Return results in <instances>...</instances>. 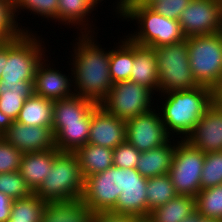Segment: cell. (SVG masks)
I'll use <instances>...</instances> for the list:
<instances>
[{"label": "cell", "instance_id": "obj_45", "mask_svg": "<svg viewBox=\"0 0 222 222\" xmlns=\"http://www.w3.org/2000/svg\"><path fill=\"white\" fill-rule=\"evenodd\" d=\"M7 61V41L0 42V80Z\"/></svg>", "mask_w": 222, "mask_h": 222}, {"label": "cell", "instance_id": "obj_18", "mask_svg": "<svg viewBox=\"0 0 222 222\" xmlns=\"http://www.w3.org/2000/svg\"><path fill=\"white\" fill-rule=\"evenodd\" d=\"M58 151L55 147L41 152L23 153L19 172L33 193L47 178Z\"/></svg>", "mask_w": 222, "mask_h": 222}, {"label": "cell", "instance_id": "obj_13", "mask_svg": "<svg viewBox=\"0 0 222 222\" xmlns=\"http://www.w3.org/2000/svg\"><path fill=\"white\" fill-rule=\"evenodd\" d=\"M46 58H43L36 69L34 94L52 101L74 96L72 72L71 76L63 74L51 61L49 62L47 56Z\"/></svg>", "mask_w": 222, "mask_h": 222}, {"label": "cell", "instance_id": "obj_48", "mask_svg": "<svg viewBox=\"0 0 222 222\" xmlns=\"http://www.w3.org/2000/svg\"><path fill=\"white\" fill-rule=\"evenodd\" d=\"M140 6L151 7L155 2L160 0H134Z\"/></svg>", "mask_w": 222, "mask_h": 222}, {"label": "cell", "instance_id": "obj_17", "mask_svg": "<svg viewBox=\"0 0 222 222\" xmlns=\"http://www.w3.org/2000/svg\"><path fill=\"white\" fill-rule=\"evenodd\" d=\"M101 0H58L57 22L78 29L79 34H94L90 13L96 10ZM92 24V25H91ZM72 27H71V26ZM94 28H93V27ZM80 28V29H79ZM94 29V30H93Z\"/></svg>", "mask_w": 222, "mask_h": 222}, {"label": "cell", "instance_id": "obj_5", "mask_svg": "<svg viewBox=\"0 0 222 222\" xmlns=\"http://www.w3.org/2000/svg\"><path fill=\"white\" fill-rule=\"evenodd\" d=\"M36 32H22L7 41V61L1 80L34 81L39 63L47 56L44 38H39Z\"/></svg>", "mask_w": 222, "mask_h": 222}, {"label": "cell", "instance_id": "obj_25", "mask_svg": "<svg viewBox=\"0 0 222 222\" xmlns=\"http://www.w3.org/2000/svg\"><path fill=\"white\" fill-rule=\"evenodd\" d=\"M196 212V198L189 195H177L150 211L148 222H181Z\"/></svg>", "mask_w": 222, "mask_h": 222}, {"label": "cell", "instance_id": "obj_29", "mask_svg": "<svg viewBox=\"0 0 222 222\" xmlns=\"http://www.w3.org/2000/svg\"><path fill=\"white\" fill-rule=\"evenodd\" d=\"M48 202L41 200L35 193L13 200L10 219L14 222H41Z\"/></svg>", "mask_w": 222, "mask_h": 222}, {"label": "cell", "instance_id": "obj_33", "mask_svg": "<svg viewBox=\"0 0 222 222\" xmlns=\"http://www.w3.org/2000/svg\"><path fill=\"white\" fill-rule=\"evenodd\" d=\"M222 184V151L205 153L201 190Z\"/></svg>", "mask_w": 222, "mask_h": 222}, {"label": "cell", "instance_id": "obj_37", "mask_svg": "<svg viewBox=\"0 0 222 222\" xmlns=\"http://www.w3.org/2000/svg\"><path fill=\"white\" fill-rule=\"evenodd\" d=\"M140 152L127 141L113 149V166L124 169H136Z\"/></svg>", "mask_w": 222, "mask_h": 222}, {"label": "cell", "instance_id": "obj_40", "mask_svg": "<svg viewBox=\"0 0 222 222\" xmlns=\"http://www.w3.org/2000/svg\"><path fill=\"white\" fill-rule=\"evenodd\" d=\"M23 95L26 99L34 94V81L0 80V94Z\"/></svg>", "mask_w": 222, "mask_h": 222}, {"label": "cell", "instance_id": "obj_23", "mask_svg": "<svg viewBox=\"0 0 222 222\" xmlns=\"http://www.w3.org/2000/svg\"><path fill=\"white\" fill-rule=\"evenodd\" d=\"M98 106L93 101L74 95L53 101V123L91 121L92 111Z\"/></svg>", "mask_w": 222, "mask_h": 222}, {"label": "cell", "instance_id": "obj_44", "mask_svg": "<svg viewBox=\"0 0 222 222\" xmlns=\"http://www.w3.org/2000/svg\"><path fill=\"white\" fill-rule=\"evenodd\" d=\"M213 104L222 109V77L212 88Z\"/></svg>", "mask_w": 222, "mask_h": 222}, {"label": "cell", "instance_id": "obj_26", "mask_svg": "<svg viewBox=\"0 0 222 222\" xmlns=\"http://www.w3.org/2000/svg\"><path fill=\"white\" fill-rule=\"evenodd\" d=\"M147 183H129L121 191L116 206L111 210L116 213L131 214L139 219H147Z\"/></svg>", "mask_w": 222, "mask_h": 222}, {"label": "cell", "instance_id": "obj_46", "mask_svg": "<svg viewBox=\"0 0 222 222\" xmlns=\"http://www.w3.org/2000/svg\"><path fill=\"white\" fill-rule=\"evenodd\" d=\"M12 123L13 120L0 110V136L8 129V127Z\"/></svg>", "mask_w": 222, "mask_h": 222}, {"label": "cell", "instance_id": "obj_36", "mask_svg": "<svg viewBox=\"0 0 222 222\" xmlns=\"http://www.w3.org/2000/svg\"><path fill=\"white\" fill-rule=\"evenodd\" d=\"M23 153L0 136V173L20 170Z\"/></svg>", "mask_w": 222, "mask_h": 222}, {"label": "cell", "instance_id": "obj_3", "mask_svg": "<svg viewBox=\"0 0 222 222\" xmlns=\"http://www.w3.org/2000/svg\"><path fill=\"white\" fill-rule=\"evenodd\" d=\"M116 16L118 19L123 17L127 22L136 21L137 29L126 36L140 45L156 48L186 39L178 20L164 17L150 7L138 5L134 0H123Z\"/></svg>", "mask_w": 222, "mask_h": 222}, {"label": "cell", "instance_id": "obj_19", "mask_svg": "<svg viewBox=\"0 0 222 222\" xmlns=\"http://www.w3.org/2000/svg\"><path fill=\"white\" fill-rule=\"evenodd\" d=\"M130 80L158 95V67L154 48L134 42V62Z\"/></svg>", "mask_w": 222, "mask_h": 222}, {"label": "cell", "instance_id": "obj_12", "mask_svg": "<svg viewBox=\"0 0 222 222\" xmlns=\"http://www.w3.org/2000/svg\"><path fill=\"white\" fill-rule=\"evenodd\" d=\"M155 108L126 121V141L140 153L158 148L171 139L165 130L159 110Z\"/></svg>", "mask_w": 222, "mask_h": 222}, {"label": "cell", "instance_id": "obj_31", "mask_svg": "<svg viewBox=\"0 0 222 222\" xmlns=\"http://www.w3.org/2000/svg\"><path fill=\"white\" fill-rule=\"evenodd\" d=\"M195 198L202 218L222 221V184L200 190Z\"/></svg>", "mask_w": 222, "mask_h": 222}, {"label": "cell", "instance_id": "obj_6", "mask_svg": "<svg viewBox=\"0 0 222 222\" xmlns=\"http://www.w3.org/2000/svg\"><path fill=\"white\" fill-rule=\"evenodd\" d=\"M154 51L158 67L159 94L199 86L191 72L187 39L156 47Z\"/></svg>", "mask_w": 222, "mask_h": 222}, {"label": "cell", "instance_id": "obj_30", "mask_svg": "<svg viewBox=\"0 0 222 222\" xmlns=\"http://www.w3.org/2000/svg\"><path fill=\"white\" fill-rule=\"evenodd\" d=\"M177 195L169 174L148 178L146 192L148 216L150 211L166 204Z\"/></svg>", "mask_w": 222, "mask_h": 222}, {"label": "cell", "instance_id": "obj_39", "mask_svg": "<svg viewBox=\"0 0 222 222\" xmlns=\"http://www.w3.org/2000/svg\"><path fill=\"white\" fill-rule=\"evenodd\" d=\"M26 98L23 95L0 94V110L16 121Z\"/></svg>", "mask_w": 222, "mask_h": 222}, {"label": "cell", "instance_id": "obj_28", "mask_svg": "<svg viewBox=\"0 0 222 222\" xmlns=\"http://www.w3.org/2000/svg\"><path fill=\"white\" fill-rule=\"evenodd\" d=\"M110 50L109 72L114 83L130 80L134 62V42L127 36Z\"/></svg>", "mask_w": 222, "mask_h": 222}, {"label": "cell", "instance_id": "obj_9", "mask_svg": "<svg viewBox=\"0 0 222 222\" xmlns=\"http://www.w3.org/2000/svg\"><path fill=\"white\" fill-rule=\"evenodd\" d=\"M204 160V152L185 140H177L168 174L178 195L197 196L201 190Z\"/></svg>", "mask_w": 222, "mask_h": 222}, {"label": "cell", "instance_id": "obj_32", "mask_svg": "<svg viewBox=\"0 0 222 222\" xmlns=\"http://www.w3.org/2000/svg\"><path fill=\"white\" fill-rule=\"evenodd\" d=\"M14 17L16 22L21 29L22 32H32V29L25 28L23 29L22 25L20 26V22L18 23L19 12H27L42 16L44 19H52V22H57V12H58V0H12ZM21 9V10H20ZM17 14V15H16ZM30 30V31H29Z\"/></svg>", "mask_w": 222, "mask_h": 222}, {"label": "cell", "instance_id": "obj_16", "mask_svg": "<svg viewBox=\"0 0 222 222\" xmlns=\"http://www.w3.org/2000/svg\"><path fill=\"white\" fill-rule=\"evenodd\" d=\"M126 141V121L98 105L91 115L88 143L111 149Z\"/></svg>", "mask_w": 222, "mask_h": 222}, {"label": "cell", "instance_id": "obj_42", "mask_svg": "<svg viewBox=\"0 0 222 222\" xmlns=\"http://www.w3.org/2000/svg\"><path fill=\"white\" fill-rule=\"evenodd\" d=\"M13 200L4 193H0V222L10 219Z\"/></svg>", "mask_w": 222, "mask_h": 222}, {"label": "cell", "instance_id": "obj_7", "mask_svg": "<svg viewBox=\"0 0 222 222\" xmlns=\"http://www.w3.org/2000/svg\"><path fill=\"white\" fill-rule=\"evenodd\" d=\"M188 59L193 78L213 88L222 77V34L187 37Z\"/></svg>", "mask_w": 222, "mask_h": 222}, {"label": "cell", "instance_id": "obj_41", "mask_svg": "<svg viewBox=\"0 0 222 222\" xmlns=\"http://www.w3.org/2000/svg\"><path fill=\"white\" fill-rule=\"evenodd\" d=\"M140 219L131 214L101 211L94 213L93 222H138Z\"/></svg>", "mask_w": 222, "mask_h": 222}, {"label": "cell", "instance_id": "obj_22", "mask_svg": "<svg viewBox=\"0 0 222 222\" xmlns=\"http://www.w3.org/2000/svg\"><path fill=\"white\" fill-rule=\"evenodd\" d=\"M91 121L53 123L55 147L60 152H75L88 143Z\"/></svg>", "mask_w": 222, "mask_h": 222}, {"label": "cell", "instance_id": "obj_11", "mask_svg": "<svg viewBox=\"0 0 222 222\" xmlns=\"http://www.w3.org/2000/svg\"><path fill=\"white\" fill-rule=\"evenodd\" d=\"M178 21L184 36L214 34L222 29V2L220 0H191Z\"/></svg>", "mask_w": 222, "mask_h": 222}, {"label": "cell", "instance_id": "obj_1", "mask_svg": "<svg viewBox=\"0 0 222 222\" xmlns=\"http://www.w3.org/2000/svg\"><path fill=\"white\" fill-rule=\"evenodd\" d=\"M95 34H78L73 43L71 67L75 95L100 104L113 86L109 72L110 49L96 41ZM79 36V37H78ZM75 44V46H74Z\"/></svg>", "mask_w": 222, "mask_h": 222}, {"label": "cell", "instance_id": "obj_15", "mask_svg": "<svg viewBox=\"0 0 222 222\" xmlns=\"http://www.w3.org/2000/svg\"><path fill=\"white\" fill-rule=\"evenodd\" d=\"M185 141L204 153L222 151V109L212 104Z\"/></svg>", "mask_w": 222, "mask_h": 222}, {"label": "cell", "instance_id": "obj_8", "mask_svg": "<svg viewBox=\"0 0 222 222\" xmlns=\"http://www.w3.org/2000/svg\"><path fill=\"white\" fill-rule=\"evenodd\" d=\"M154 93L147 87L126 80L114 83L105 99L99 104L107 113L128 121L155 107ZM154 105V106H153Z\"/></svg>", "mask_w": 222, "mask_h": 222}, {"label": "cell", "instance_id": "obj_24", "mask_svg": "<svg viewBox=\"0 0 222 222\" xmlns=\"http://www.w3.org/2000/svg\"><path fill=\"white\" fill-rule=\"evenodd\" d=\"M83 178L113 166V149L87 143L75 152Z\"/></svg>", "mask_w": 222, "mask_h": 222}, {"label": "cell", "instance_id": "obj_4", "mask_svg": "<svg viewBox=\"0 0 222 222\" xmlns=\"http://www.w3.org/2000/svg\"><path fill=\"white\" fill-rule=\"evenodd\" d=\"M83 187L84 178L75 153L58 151L47 178L34 193L46 202L69 201L81 199Z\"/></svg>", "mask_w": 222, "mask_h": 222}, {"label": "cell", "instance_id": "obj_38", "mask_svg": "<svg viewBox=\"0 0 222 222\" xmlns=\"http://www.w3.org/2000/svg\"><path fill=\"white\" fill-rule=\"evenodd\" d=\"M190 1L191 0H160L155 2L150 8L164 17L178 20L180 14Z\"/></svg>", "mask_w": 222, "mask_h": 222}, {"label": "cell", "instance_id": "obj_50", "mask_svg": "<svg viewBox=\"0 0 222 222\" xmlns=\"http://www.w3.org/2000/svg\"><path fill=\"white\" fill-rule=\"evenodd\" d=\"M199 222H222V221L212 220V219H208V218H201V220Z\"/></svg>", "mask_w": 222, "mask_h": 222}, {"label": "cell", "instance_id": "obj_43", "mask_svg": "<svg viewBox=\"0 0 222 222\" xmlns=\"http://www.w3.org/2000/svg\"><path fill=\"white\" fill-rule=\"evenodd\" d=\"M146 177H143L137 169H125V188L129 183H147Z\"/></svg>", "mask_w": 222, "mask_h": 222}, {"label": "cell", "instance_id": "obj_27", "mask_svg": "<svg viewBox=\"0 0 222 222\" xmlns=\"http://www.w3.org/2000/svg\"><path fill=\"white\" fill-rule=\"evenodd\" d=\"M16 121L30 126L52 128L53 101L33 94L24 101Z\"/></svg>", "mask_w": 222, "mask_h": 222}, {"label": "cell", "instance_id": "obj_20", "mask_svg": "<svg viewBox=\"0 0 222 222\" xmlns=\"http://www.w3.org/2000/svg\"><path fill=\"white\" fill-rule=\"evenodd\" d=\"M172 139L158 148L141 152L136 169L143 177L150 178L169 173L176 147L173 141H177Z\"/></svg>", "mask_w": 222, "mask_h": 222}, {"label": "cell", "instance_id": "obj_49", "mask_svg": "<svg viewBox=\"0 0 222 222\" xmlns=\"http://www.w3.org/2000/svg\"><path fill=\"white\" fill-rule=\"evenodd\" d=\"M117 2H115V14L120 10V8H121V5H122V3H123V0H116Z\"/></svg>", "mask_w": 222, "mask_h": 222}, {"label": "cell", "instance_id": "obj_35", "mask_svg": "<svg viewBox=\"0 0 222 222\" xmlns=\"http://www.w3.org/2000/svg\"><path fill=\"white\" fill-rule=\"evenodd\" d=\"M21 33L14 17L12 0H0V42L16 38Z\"/></svg>", "mask_w": 222, "mask_h": 222}, {"label": "cell", "instance_id": "obj_2", "mask_svg": "<svg viewBox=\"0 0 222 222\" xmlns=\"http://www.w3.org/2000/svg\"><path fill=\"white\" fill-rule=\"evenodd\" d=\"M159 95L165 100L161 102L162 107L156 103L165 130L171 138L180 135L176 138L181 140H185L213 104L212 89L206 86L199 85L188 90L171 91Z\"/></svg>", "mask_w": 222, "mask_h": 222}, {"label": "cell", "instance_id": "obj_21", "mask_svg": "<svg viewBox=\"0 0 222 222\" xmlns=\"http://www.w3.org/2000/svg\"><path fill=\"white\" fill-rule=\"evenodd\" d=\"M94 212L81 199L48 202L41 222H93Z\"/></svg>", "mask_w": 222, "mask_h": 222}, {"label": "cell", "instance_id": "obj_34", "mask_svg": "<svg viewBox=\"0 0 222 222\" xmlns=\"http://www.w3.org/2000/svg\"><path fill=\"white\" fill-rule=\"evenodd\" d=\"M0 193L6 194L12 200L30 196L33 191L29 188L19 171L0 173Z\"/></svg>", "mask_w": 222, "mask_h": 222}, {"label": "cell", "instance_id": "obj_47", "mask_svg": "<svg viewBox=\"0 0 222 222\" xmlns=\"http://www.w3.org/2000/svg\"><path fill=\"white\" fill-rule=\"evenodd\" d=\"M202 216L196 211L191 216L185 218L181 222H199L201 220Z\"/></svg>", "mask_w": 222, "mask_h": 222}, {"label": "cell", "instance_id": "obj_14", "mask_svg": "<svg viewBox=\"0 0 222 222\" xmlns=\"http://www.w3.org/2000/svg\"><path fill=\"white\" fill-rule=\"evenodd\" d=\"M1 137L22 153L55 148L51 127L30 126L13 121Z\"/></svg>", "mask_w": 222, "mask_h": 222}, {"label": "cell", "instance_id": "obj_51", "mask_svg": "<svg viewBox=\"0 0 222 222\" xmlns=\"http://www.w3.org/2000/svg\"><path fill=\"white\" fill-rule=\"evenodd\" d=\"M138 222H148L146 219H140Z\"/></svg>", "mask_w": 222, "mask_h": 222}, {"label": "cell", "instance_id": "obj_10", "mask_svg": "<svg viewBox=\"0 0 222 222\" xmlns=\"http://www.w3.org/2000/svg\"><path fill=\"white\" fill-rule=\"evenodd\" d=\"M125 189V169L112 166L84 179L82 202L94 213L111 211Z\"/></svg>", "mask_w": 222, "mask_h": 222}]
</instances>
